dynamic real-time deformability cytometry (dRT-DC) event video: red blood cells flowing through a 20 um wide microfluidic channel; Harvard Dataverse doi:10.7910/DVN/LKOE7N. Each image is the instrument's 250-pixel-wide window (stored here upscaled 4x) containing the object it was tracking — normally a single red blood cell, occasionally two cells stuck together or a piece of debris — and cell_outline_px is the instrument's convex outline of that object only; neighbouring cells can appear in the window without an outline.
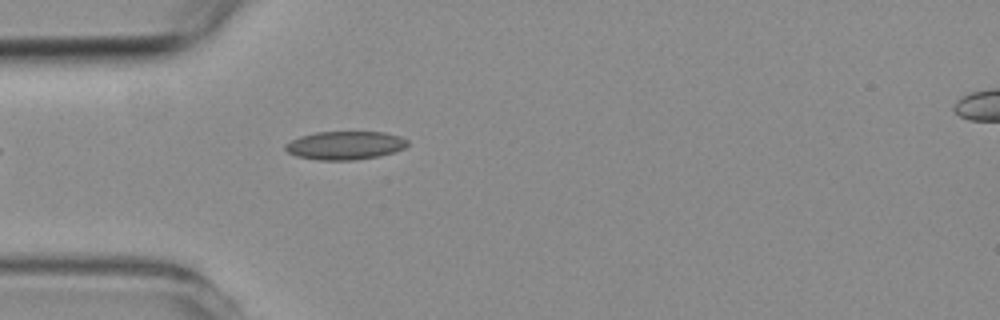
{"species": "common noctule bat (a hibernating species)", "species_latin": "Nyctalus noctula", "temperature_condition": "room temperature", "stored_images_in_passage": 4, "segment_of_instrument_passage": [1, 2], "camera_frame_rate_fps": 3000, "um_per_image_px": 0.085, "animal": {"sex": "female", "body_mass_g": 19.3, "forearm_length_mm": 54.1}, "frame": {"image": 1, "passage_image": 3, "time_ms": 2.333, "image_size_px": [1000, 320], "cell_outline_px": [[408, 144], [404, 148], [396, 152], [380, 156], [356, 160], [320, 160], [296, 156], [288, 152], [284, 148], [284, 144], [300, 136], [316, 132], [384, 132], [400, 136], [408, 140]], "centroid_in_image_um": [29.35, 12.36], "position_along_channel_um": 55.7, "area_um2": 20.35}}